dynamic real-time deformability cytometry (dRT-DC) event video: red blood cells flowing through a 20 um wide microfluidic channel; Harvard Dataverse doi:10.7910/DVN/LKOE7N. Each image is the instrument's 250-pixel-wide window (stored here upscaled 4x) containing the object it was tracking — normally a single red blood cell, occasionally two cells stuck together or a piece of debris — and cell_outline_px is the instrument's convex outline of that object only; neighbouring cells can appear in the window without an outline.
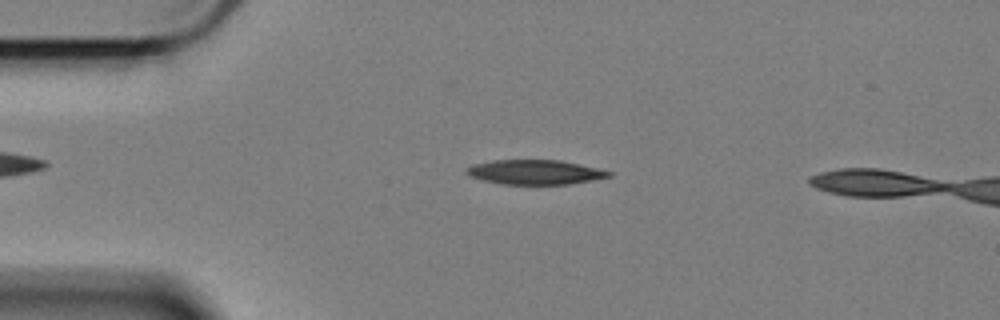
{"species": "Egyptian fruit bat (a non-hibernating species)", "species_latin": "Rousettus aegyptiacus", "temperature_condition": "cold", "stored_images_in_passage": 54, "camera_frame_rate_fps": 3000, "um_per_image_px": 0.085, "animal": {"sex": "female"}, "frame": {"image": 1, "passage_image": 12, "time_ms": 3.667, "image_size_px": [1000, 320], "cell_outline_px": [[612, 176], [592, 180], [568, 184], [504, 184], [484, 180], [472, 176], [468, 172], [468, 168], [476, 164], [492, 160], [560, 160], [580, 164], [612, 172]], "centroid_in_image_um": [45.54, 14.63], "position_along_channel_um": 39.5, "area_um2": 19.94}}
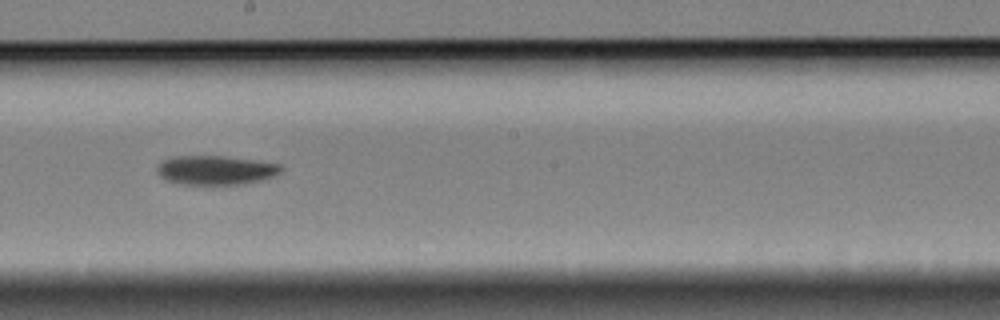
{"frame": {"image": 2, "passage_image": 31, "time_ms": 10.0, "image_size_px": [1000, 320], "cell_outline_px": [[284, 168], [280, 172], [272, 176], [260, 180], [244, 184], [180, 184], [164, 180], [156, 172], [156, 164], [160, 160], [172, 156], [224, 156], [256, 160], [280, 164]], "centroid_in_image_um": [18.26, 14.45], "position_along_channel_um": 229.9, "area_um2": 21.33}}
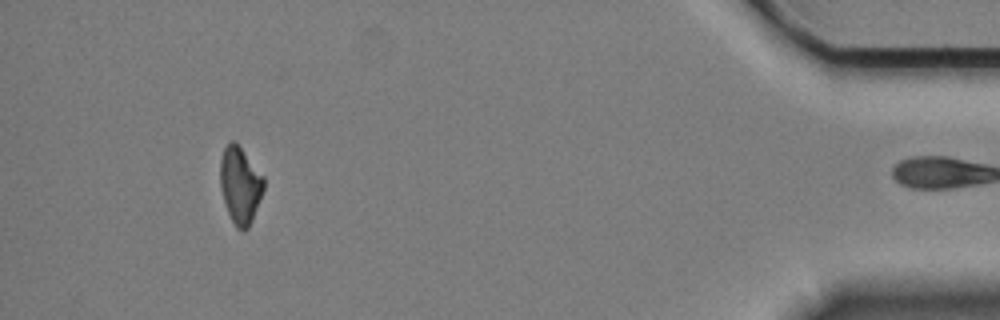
{"frame": {"image": 3, "passage_image": 53, "time_ms": 17.333, "image_size_px": [1000, 320], "cell_outline_px": [[264, 188], [252, 220], [248, 228], [244, 232], [236, 228], [228, 212], [224, 200], [220, 184], [220, 160], [224, 148], [232, 140], [236, 140], [264, 176]], "centroid_in_image_um": [20.42, 15.71], "position_along_channel_um": 414.8, "area_um2": 19.54}, "authors_computed_cell_mechanics": {"area_um2": 21.097, "velocity_mm_per_s": 3.4021, "shape_relaxation_time_tau1_ms": 3.3752, "shape_relaxation_time_tau2_ms": null, "deformation_change_tau1": 0.1293, "deformation_change_tau2": null}}